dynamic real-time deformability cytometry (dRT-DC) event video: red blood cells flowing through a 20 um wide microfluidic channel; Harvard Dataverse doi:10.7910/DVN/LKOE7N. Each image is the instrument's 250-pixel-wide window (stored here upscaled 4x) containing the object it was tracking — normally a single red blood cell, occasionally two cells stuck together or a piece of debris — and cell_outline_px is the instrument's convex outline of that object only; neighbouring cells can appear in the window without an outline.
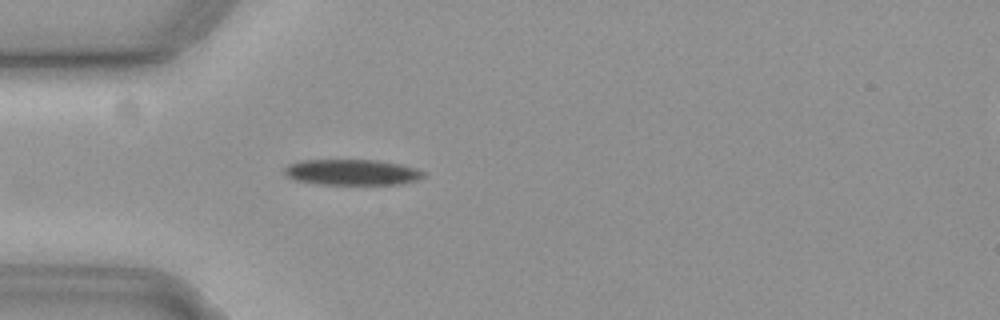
{"species": "common noctule bat (a hibernating species)", "species_latin": "Nyctalus noctula", "temperature_condition": "cold", "stored_images_in_passage": 50, "camera_frame_rate_fps": 3000, "um_per_image_px": 0.085, "animal": {"sex": "female", "body_mass_g": 19.3, "forearm_length_mm": 54.1}, "frame": {"image": 1, "passage_image": 12, "time_ms": 3.667, "image_size_px": [1000, 320], "cell_outline_px": [[424, 176], [416, 180], [400, 184], [316, 184], [296, 180], [288, 176], [284, 172], [284, 168], [292, 164], [304, 160], [380, 160], [404, 164], [416, 168], [424, 172]], "centroid_in_image_um": [29.97, 14.63], "position_along_channel_um": 55.0, "area_um2": 20.81}}
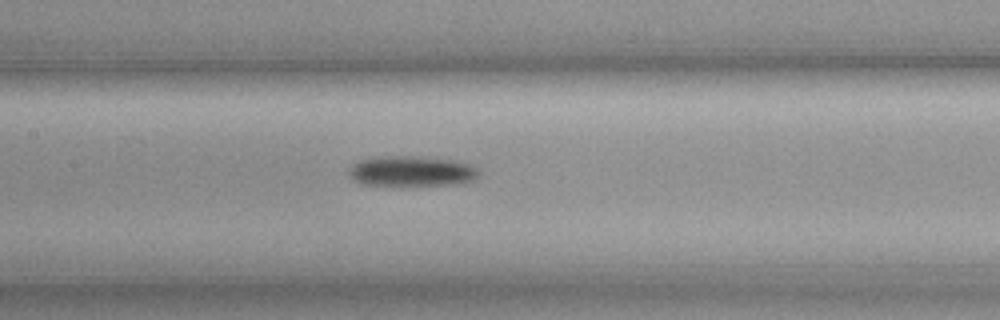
{"frame": {"image": 2, "passage_image": 22, "time_ms": 7.0, "image_size_px": [1000, 320], "cell_outline_px": [[480, 176], [472, 180], [452, 184], [360, 184], [348, 172], [360, 160], [384, 156], [412, 156], [452, 160], [468, 164], [480, 168]], "centroid_in_image_um": [35.06, 14.53], "position_along_channel_um": 172.3, "area_um2": 22.2}}
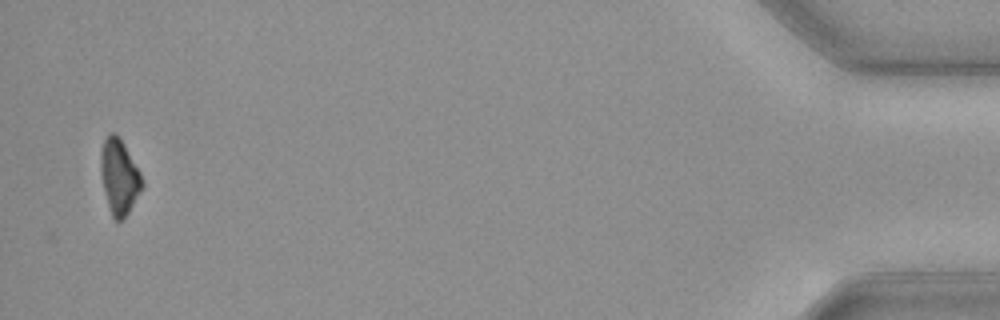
{"frame": {"image": 3, "passage_image": 50, "time_ms": 16.333, "image_size_px": [1000, 320], "cell_outline_px": [[144, 188], [124, 220], [116, 220], [112, 216], [104, 192], [100, 172], [100, 152], [104, 140], [112, 132], [120, 140], [140, 172], [144, 180]], "centroid_in_image_um": [10.15, 15.09], "position_along_channel_um": 425.1, "area_um2": 17.98}}